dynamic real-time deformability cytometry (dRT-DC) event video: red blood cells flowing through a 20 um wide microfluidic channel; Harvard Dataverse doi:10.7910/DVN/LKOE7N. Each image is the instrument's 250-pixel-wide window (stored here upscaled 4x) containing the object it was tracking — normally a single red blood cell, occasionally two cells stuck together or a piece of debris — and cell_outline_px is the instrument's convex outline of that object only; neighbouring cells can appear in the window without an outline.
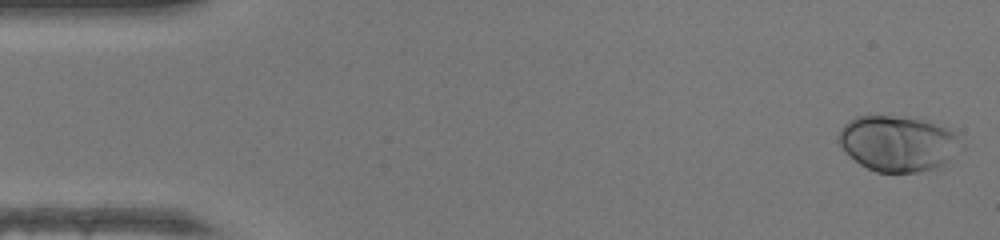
{"species": "human", "species_latin": "Homo sapiens", "temperature_condition": "warm", "stored_images_in_passage": 47, "camera_frame_rate_fps": 3000, "um_per_image_px": 0.085, "donor": {"sex": "female"}, "frame": {"image": 1, "passage_image": 1, "time_ms": 0.0, "image_size_px": [1000, 240], "cell_outline_px": [[956, 140], [944, 160], [940, 164], [932, 168], [920, 172], [876, 172], [860, 164], [848, 156], [844, 152], [840, 144], [840, 128], [844, 124], [856, 116], [920, 116], [952, 132], [956, 136]], "centroid_in_image_um": [76.15, 12.15], "position_along_channel_um": 8.8, "area_um2": 38.49}}
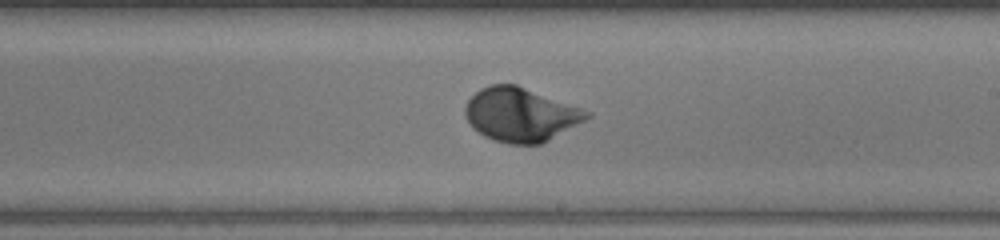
{"frame": {"image": 2, "passage_image": 27, "time_ms": 8.667, "image_size_px": [1000, 240], "cell_outline_px": [[592, 116], [548, 140], [540, 144], [508, 144], [492, 140], [484, 136], [472, 128], [464, 112], [464, 108], [468, 100], [480, 88], [488, 84], [516, 84], [592, 112]], "centroid_in_image_um": [44.22, 9.74], "position_along_channel_um": 244.8, "area_um2": 38.03}}
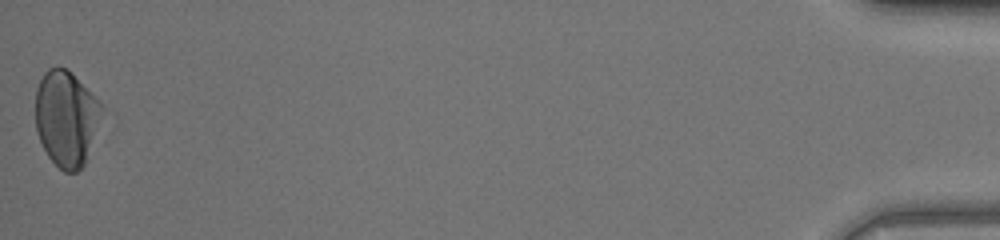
{"frame": {"image": 3, "passage_image": 47, "time_ms": 15.333, "image_size_px": [1000, 240], "cell_outline_px": [[104, 108], [84, 164], [76, 172], [64, 172], [48, 156], [36, 132], [36, 88], [44, 72], [48, 68], [56, 64], [72, 72], [104, 104]], "centroid_in_image_um": [5.63, 9.99], "position_along_channel_um": 429.6, "area_um2": 37.05}, "authors_computed_cell_mechanics": {"area_um2": 36.0672, "velocity_mm_per_s": 4.3302, "shape_relaxation_time_tau1_ms": 2.4286, "shape_relaxation_time_tau2_ms": null, "deformation_change_tau1": 0.1687, "deformation_change_tau2": null}}